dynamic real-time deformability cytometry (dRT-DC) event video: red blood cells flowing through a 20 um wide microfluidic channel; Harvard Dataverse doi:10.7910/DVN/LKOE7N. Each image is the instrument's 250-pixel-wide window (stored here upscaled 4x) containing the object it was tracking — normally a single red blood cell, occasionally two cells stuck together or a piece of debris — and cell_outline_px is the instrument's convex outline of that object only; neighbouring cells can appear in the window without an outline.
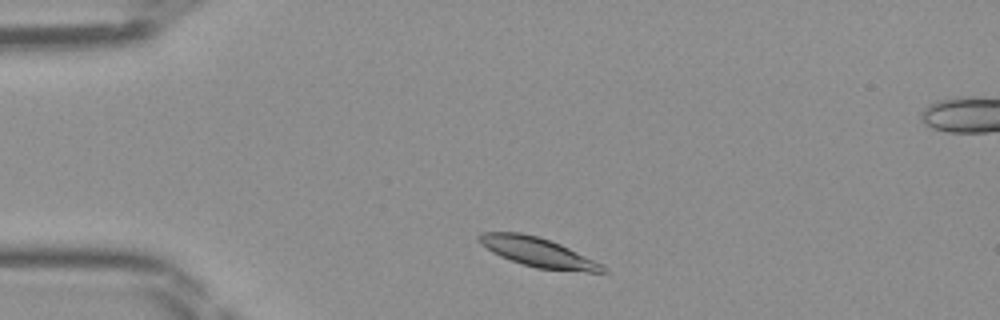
{"species": "Egyptian fruit bat (a non-hibernating species)", "species_latin": "Rousettus aegyptiacus", "temperature_condition": "room temperature", "stored_images_in_passage": 41, "segment_of_instrument_passage": [1, 2], "camera_frame_rate_fps": 3000, "um_per_image_px": 0.085, "frame": {"image": 1, "passage_image": 3, "time_ms": 0.667, "image_size_px": [1000, 320], "cell_outline_px": [[608, 272], [588, 272], [536, 268], [500, 256], [492, 252], [480, 244], [476, 240], [476, 236], [480, 232], [520, 232], [536, 236], [560, 244], [608, 268]], "centroid_in_image_um": [45.65, 21.43], "position_along_channel_um": 39.4, "area_um2": 20.81}}
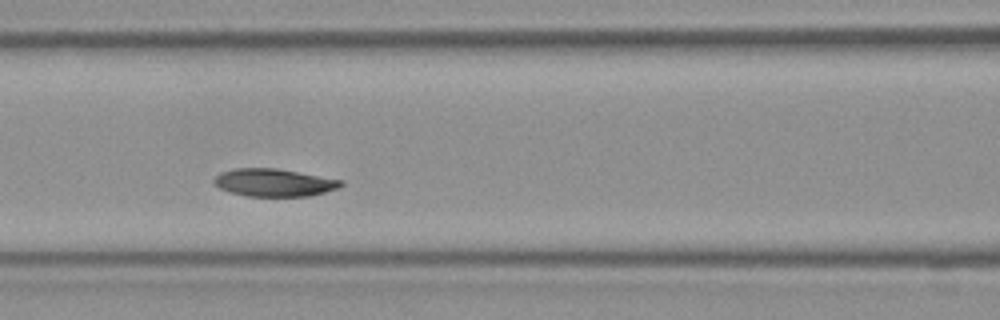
{"frame": {"image": 2, "passage_image": 13, "time_ms": 4.0, "image_size_px": [1000, 320], "cell_outline_px": [[344, 184], [340, 188], [308, 196], [248, 196], [228, 192], [212, 184], [212, 180], [220, 172], [236, 168], [276, 168], [344, 180]], "centroid_in_image_um": [23.28, 15.52], "position_along_channel_um": 143.3, "area_um2": 20.63}}
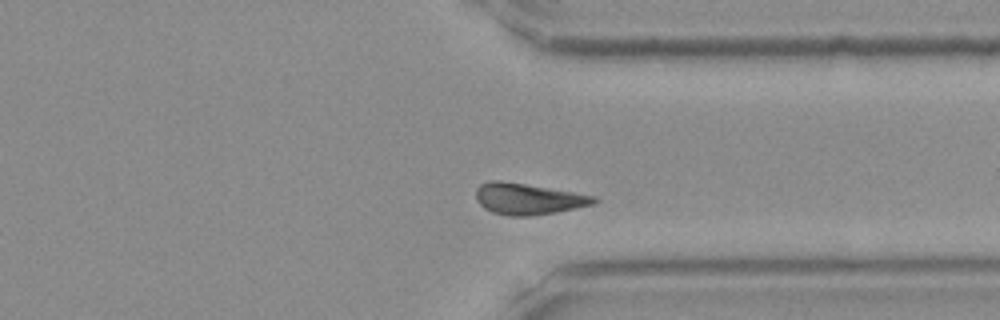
{"frame": {"image": 3, "passage_image": 29, "time_ms": 9.333, "image_size_px": [1000, 320], "cell_outline_px": [[600, 200], [596, 204], [556, 212], [532, 216], [512, 216], [492, 212], [484, 208], [476, 200], [476, 188], [480, 184], [488, 180], [500, 180], [596, 196]], "centroid_in_image_um": [44.89, 16.91], "position_along_channel_um": 366.5, "area_um2": 21.5}}